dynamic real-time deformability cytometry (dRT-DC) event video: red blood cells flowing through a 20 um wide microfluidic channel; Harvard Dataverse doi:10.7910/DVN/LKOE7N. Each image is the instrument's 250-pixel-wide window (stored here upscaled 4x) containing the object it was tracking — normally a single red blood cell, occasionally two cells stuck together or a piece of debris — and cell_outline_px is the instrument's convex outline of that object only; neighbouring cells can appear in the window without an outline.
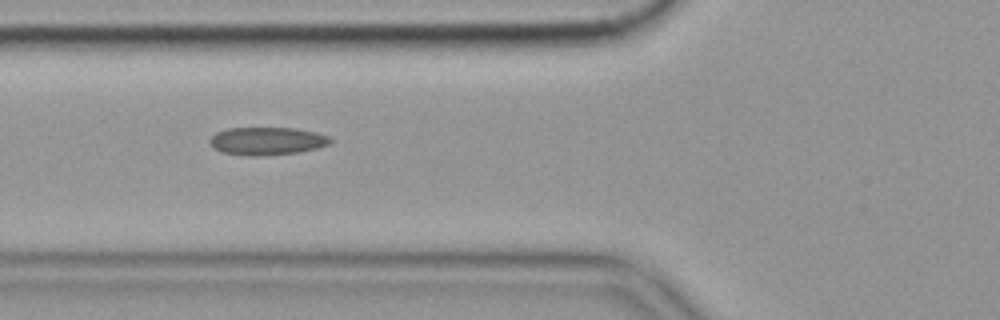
{"species": "common noctule bat (a hibernating species)", "species_latin": "Nyctalus noctula", "temperature_condition": "cold", "stored_images_in_passage": 35, "camera_frame_rate_fps": 3000, "um_per_image_px": 0.085, "animal": {"sex": "female", "body_mass_g": 19.9}, "frame": {"image": 1, "passage_image": 6, "time_ms": 1.667, "image_size_px": [1000, 320], "cell_outline_px": [[332, 140], [328, 144], [316, 148], [296, 152], [256, 156], [248, 156], [224, 152], [216, 148], [208, 140], [216, 132], [228, 128], [296, 128], [316, 132], [328, 136]], "centroid_in_image_um": [22.69, 11.97], "position_along_channel_um": 103.1, "area_um2": 19.25}, "authors_computed_cell_mechanics": {"area_um2": 19.074, "velocity_mm_per_s": 3.5686, "shape_relaxation_time_tau1_ms": 10.8456, "shape_relaxation_time_tau2_ms": 2.9026, "deformation_change_tau1": 0.1668, "deformation_change_tau2": 0.1035}}